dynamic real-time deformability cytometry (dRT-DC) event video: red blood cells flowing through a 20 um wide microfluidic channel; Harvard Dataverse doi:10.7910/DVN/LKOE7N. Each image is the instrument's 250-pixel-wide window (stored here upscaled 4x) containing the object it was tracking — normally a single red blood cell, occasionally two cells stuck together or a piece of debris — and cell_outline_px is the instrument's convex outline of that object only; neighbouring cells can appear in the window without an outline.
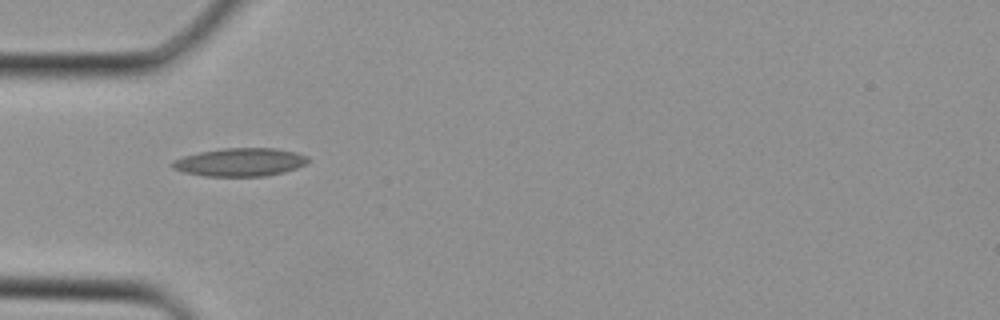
{"species": "Egyptian fruit bat (a non-hibernating species)", "species_latin": "Rousettus aegyptiacus", "temperature_condition": "cold", "stored_images_in_passage": 17, "camera_frame_rate_fps": 3000, "um_per_image_px": 0.085, "animal": {"sex": "female"}, "frame": {"image": 1, "passage_image": 1, "time_ms": 0.0, "image_size_px": [1000, 320], "cell_outline_px": [[308, 164], [284, 172], [264, 176], [204, 176], [184, 172], [172, 168], [172, 160], [184, 156], [200, 152], [224, 148], [272, 148], [296, 152], [308, 156]], "centroid_in_image_um": [20.42, 13.78], "position_along_channel_um": 64.6, "area_um2": 22.25}}
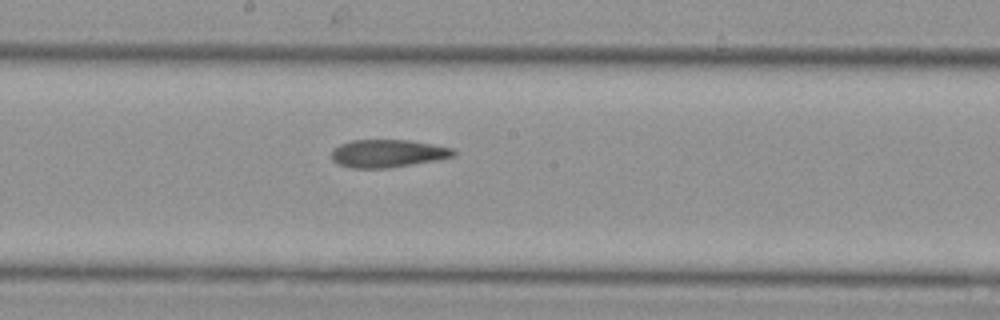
{"frame": {"image": 2, "passage_image": 9, "time_ms": 2.667, "image_size_px": [1000, 320], "cell_outline_px": [[456, 156], [436, 160], [388, 168], [352, 168], [336, 164], [332, 160], [332, 148], [340, 144], [352, 140], [408, 140], [452, 148], [456, 152]], "centroid_in_image_um": [32.92, 13.04], "position_along_channel_um": 215.3, "area_um2": 19.77}}
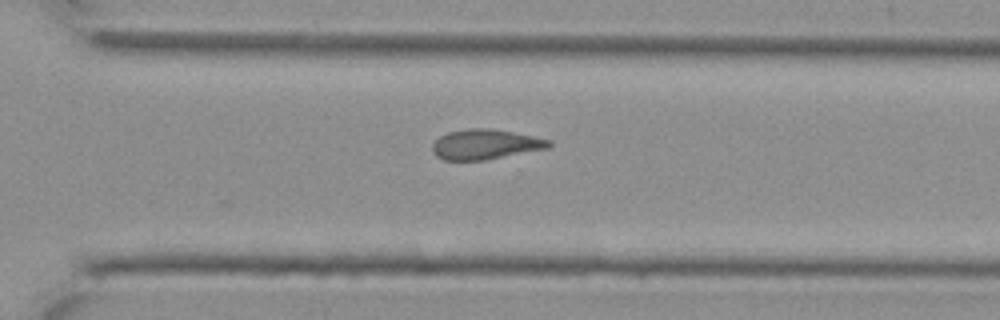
{"frame": {"image": 3, "passage_image": 15, "time_ms": 4.667, "image_size_px": [1000, 320], "cell_outline_px": [[552, 144], [548, 148], [484, 160], [444, 160], [436, 156], [432, 152], [432, 144], [440, 136], [448, 132], [468, 128], [492, 128], [552, 140]], "centroid_in_image_um": [41.23, 12.26], "position_along_channel_um": 329.4, "area_um2": 20.35}}